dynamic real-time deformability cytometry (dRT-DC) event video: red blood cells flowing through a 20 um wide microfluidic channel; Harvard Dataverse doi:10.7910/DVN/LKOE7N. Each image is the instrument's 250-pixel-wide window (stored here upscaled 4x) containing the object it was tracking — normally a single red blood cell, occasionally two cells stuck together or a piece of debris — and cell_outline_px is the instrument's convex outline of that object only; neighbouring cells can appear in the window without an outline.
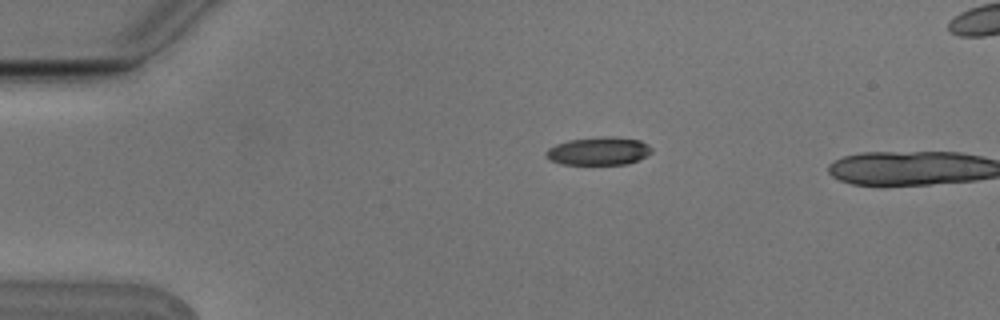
{"species": "Egyptian fruit bat (a non-hibernating species)", "species_latin": "Rousettus aegyptiacus", "temperature_condition": "cold", "stored_images_in_passage": 4, "camera_frame_rate_fps": 3000, "um_per_image_px": 0.085, "animal": {"sex": "male"}, "frame": {"image": 1, "passage_image": 1, "time_ms": 0.0, "image_size_px": [1000, 320], "cell_outline_px": [[652, 152], [628, 164], [560, 164], [548, 160], [544, 152], [548, 148], [556, 144], [568, 140], [608, 136], [640, 140], [648, 144], [652, 148]], "centroid_in_image_um": [50.85, 12.84], "position_along_channel_um": 34.2, "area_um2": 17.22}}